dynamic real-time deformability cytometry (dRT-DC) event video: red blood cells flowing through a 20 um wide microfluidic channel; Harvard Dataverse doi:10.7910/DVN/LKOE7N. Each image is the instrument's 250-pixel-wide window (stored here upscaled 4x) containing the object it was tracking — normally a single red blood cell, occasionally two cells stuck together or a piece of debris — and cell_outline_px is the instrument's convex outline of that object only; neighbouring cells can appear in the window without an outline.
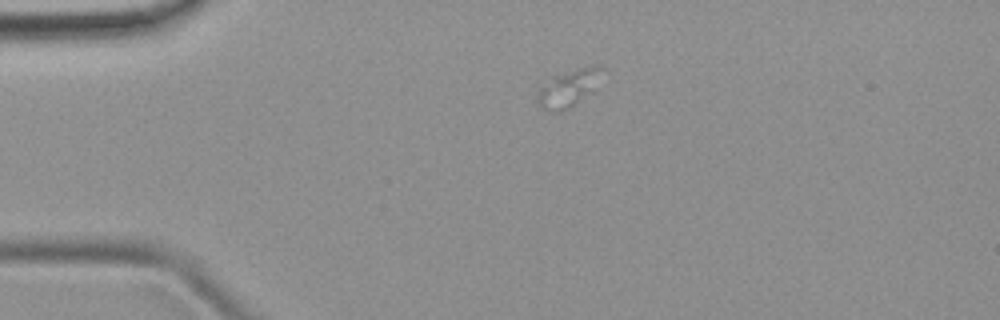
{"species": "common noctule bat (a hibernating species)", "species_latin": "Nyctalus noctula", "temperature_condition": "room temperature", "stored_images_in_passage": 5, "camera_frame_rate_fps": 3000, "um_per_image_px": 0.085, "animal": {"sex": "female", "body_mass_g": 19.9}, "frame": {"image": 1, "passage_image": 5, "time_ms": 5.333, "image_size_px": [1000, 320], "cell_outline_px": [[604, 68], [592, 92], [568, 108], [556, 112], [548, 112], [536, 104], [536, 92], [540, 88], [556, 76], [580, 68]], "centroid_in_image_um": [48.24, 7.57], "position_along_channel_um": 36.8, "area_um2": 13.29}}